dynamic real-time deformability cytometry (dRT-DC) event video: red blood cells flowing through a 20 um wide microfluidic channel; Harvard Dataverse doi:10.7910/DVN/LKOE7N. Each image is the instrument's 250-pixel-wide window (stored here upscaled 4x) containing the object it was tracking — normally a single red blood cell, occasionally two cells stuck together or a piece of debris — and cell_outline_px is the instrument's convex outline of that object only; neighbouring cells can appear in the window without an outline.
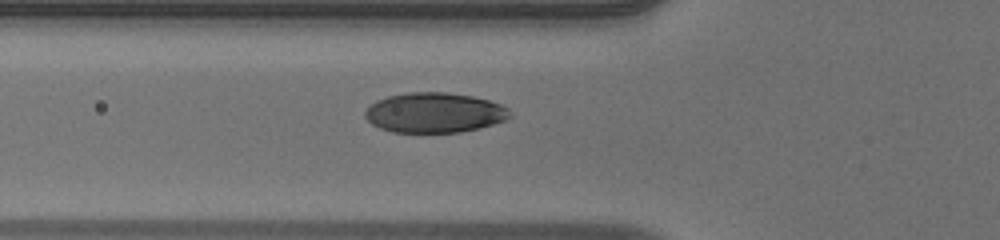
{"species": "human", "species_latin": "Homo sapiens", "temperature_condition": "warm", "stored_images_in_passage": 39, "camera_frame_rate_fps": 3000, "um_per_image_px": 0.085, "donor": {"sex": "male"}, "frame": {"image": 1, "passage_image": 9, "time_ms": 2.667, "image_size_px": [1000, 240], "cell_outline_px": [[512, 116], [508, 120], [460, 132], [392, 132], [380, 128], [372, 124], [364, 116], [364, 112], [376, 100], [388, 96], [408, 92], [444, 92], [472, 96], [488, 100], [500, 104], [508, 108]], "centroid_in_image_um": [36.93, 9.57], "position_along_channel_um": 88.9, "area_um2": 33.7}}
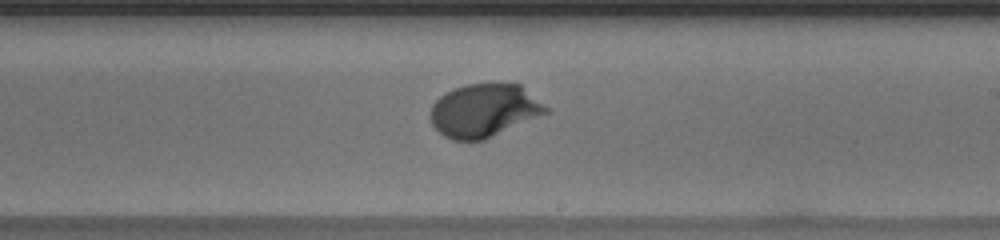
{"frame": {"image": 2, "passage_image": 21, "time_ms": 6.667, "image_size_px": [1000, 240], "cell_outline_px": [[552, 112], [484, 140], [452, 140], [444, 136], [432, 124], [432, 104], [444, 92], [468, 84], [520, 84], [548, 108]], "centroid_in_image_um": [41.18, 9.4], "position_along_channel_um": 247.8, "area_um2": 35.6}}
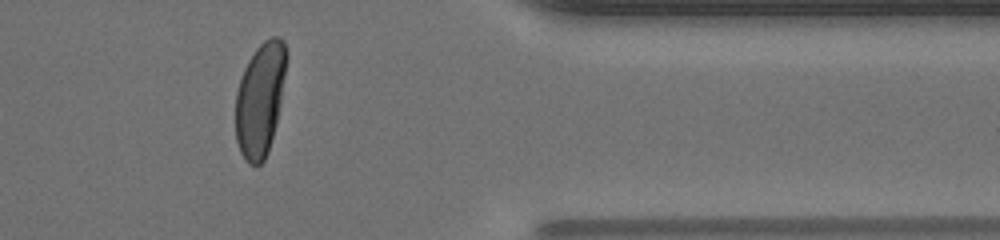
{"frame": {"image": 3, "passage_image": 33, "time_ms": 10.667, "image_size_px": [1000, 240], "cell_outline_px": [[288, 56], [280, 104], [276, 124], [268, 152], [264, 160], [256, 168], [248, 164], [240, 152], [236, 140], [236, 92], [244, 68], [248, 60], [256, 48], [264, 40], [272, 36], [280, 36], [284, 40], [288, 52]], "centroid_in_image_um": [22.13, 8.43], "position_along_channel_um": 389.3, "area_um2": 33.99}, "authors_computed_cell_mechanics": {"area_um2": 34.7956, "velocity_mm_per_s": 3.9682, "shape_relaxation_time_tau1_ms": 2.6969, "shape_relaxation_time_tau2_ms": null, "deformation_change_tau1": 0.1758, "deformation_change_tau2": null}}